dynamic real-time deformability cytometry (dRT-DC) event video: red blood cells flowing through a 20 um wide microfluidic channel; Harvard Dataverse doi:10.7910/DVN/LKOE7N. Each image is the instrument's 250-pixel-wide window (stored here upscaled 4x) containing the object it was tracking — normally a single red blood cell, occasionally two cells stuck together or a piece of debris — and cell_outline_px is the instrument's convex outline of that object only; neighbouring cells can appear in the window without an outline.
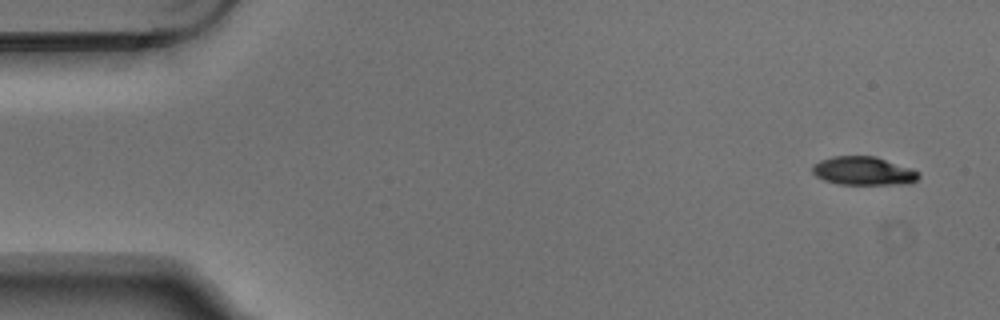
{"species": "Egyptian fruit bat (a non-hibernating species)", "species_latin": "Rousettus aegyptiacus", "temperature_condition": "warm", "stored_images_in_passage": 7, "camera_frame_rate_fps": 3000, "um_per_image_px": 0.085, "animal": {"sex": "male"}, "frame": {"image": 1, "passage_image": 1, "time_ms": 0.0, "image_size_px": [1000, 320], "cell_outline_px": [[920, 176], [916, 180], [908, 184], [840, 184], [824, 180], [816, 176], [812, 172], [812, 164], [820, 160], [832, 156], [876, 156], [912, 168], [920, 172]], "centroid_in_image_um": [73.4, 14.52], "position_along_channel_um": 11.6, "area_um2": 17.8}}
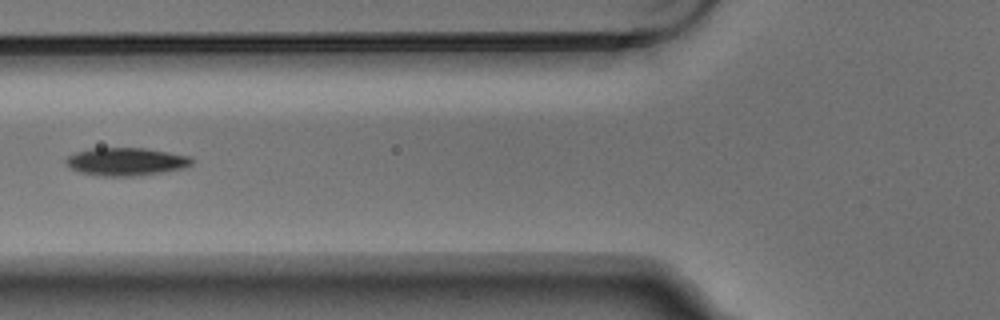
{"frame": {"image": 2, "passage_image": 6, "time_ms": 1.667, "image_size_px": [1000, 320], "cell_outline_px": [[196, 160], [192, 164], [184, 168], [160, 172], [132, 176], [100, 176], [80, 172], [68, 168], [64, 164], [64, 160], [68, 156], [76, 152], [88, 148], [144, 148], [192, 156]], "centroid_in_image_um": [10.69, 13.73], "position_along_channel_um": 115.1, "area_um2": 20.69}}
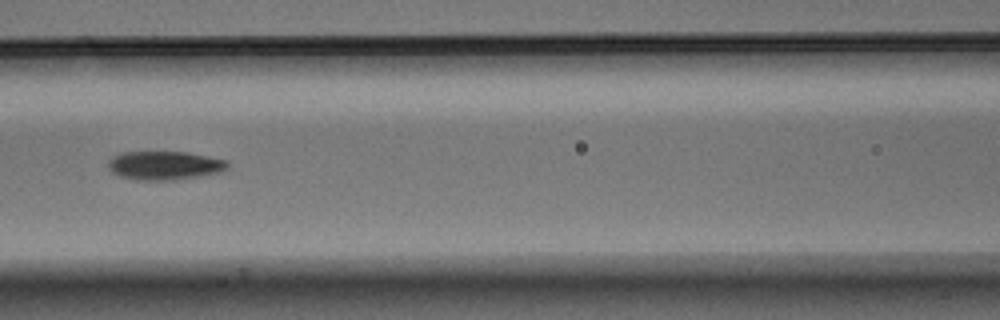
{"frame": {"image": 3, "passage_image": 7, "time_ms": 2.0, "image_size_px": [1000, 320], "cell_outline_px": [[228, 168], [224, 172], [176, 180], [136, 180], [120, 176], [112, 172], [108, 168], [108, 160], [112, 156], [120, 152], [188, 152], [228, 160]], "centroid_in_image_um": [14.01, 14.06], "position_along_channel_um": 152.6, "area_um2": 20.29}}